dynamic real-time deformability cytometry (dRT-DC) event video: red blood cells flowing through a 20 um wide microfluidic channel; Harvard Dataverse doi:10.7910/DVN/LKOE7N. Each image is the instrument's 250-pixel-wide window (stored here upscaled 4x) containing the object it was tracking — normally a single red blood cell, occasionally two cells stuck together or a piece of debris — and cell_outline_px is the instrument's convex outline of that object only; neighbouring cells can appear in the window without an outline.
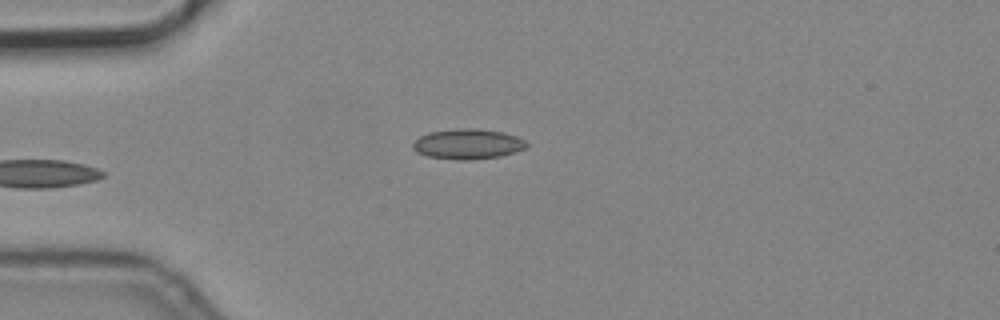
{"species": "common noctule bat (a hibernating species)", "species_latin": "Nyctalus noctula", "temperature_condition": "cold", "stored_images_in_passage": 3, "camera_frame_rate_fps": 3000, "um_per_image_px": 0.085, "animal": {"sex": "male", "body_mass_g": 19.2, "forearm_length_mm": 51.8}, "frame": {"image": 1, "passage_image": 3, "time_ms": 0.667, "image_size_px": [1000, 320], "cell_outline_px": [[528, 144], [524, 148], [516, 152], [500, 156], [464, 160], [460, 160], [428, 156], [416, 152], [412, 148], [412, 144], [420, 136], [428, 132], [456, 128], [476, 128], [504, 132], [516, 136], [524, 140]], "centroid_in_image_um": [39.75, 12.23], "position_along_channel_um": 45.3, "area_um2": 20.0}}